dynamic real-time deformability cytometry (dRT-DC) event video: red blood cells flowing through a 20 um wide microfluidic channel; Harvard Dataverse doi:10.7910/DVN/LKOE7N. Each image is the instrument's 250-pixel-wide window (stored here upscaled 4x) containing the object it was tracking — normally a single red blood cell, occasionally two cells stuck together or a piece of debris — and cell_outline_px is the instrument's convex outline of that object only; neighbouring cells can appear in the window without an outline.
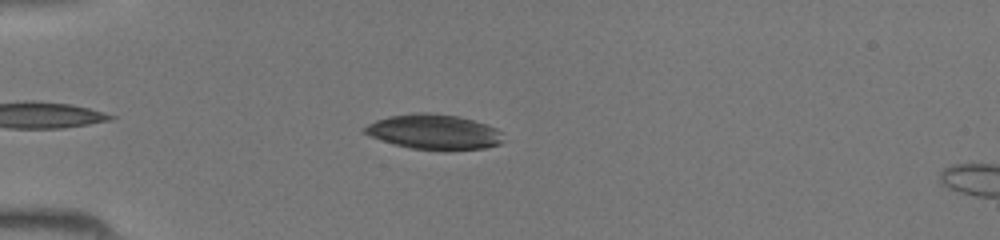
{"species": "common noctule bat (a hibernating species)", "species_latin": "Nyctalus noctula", "temperature_condition": "room temperature", "stored_images_in_passage": 5, "camera_frame_rate_fps": 3000, "um_per_image_px": 0.085, "animal": {"sex": "female", "body_mass_g": 19.5, "forearm_length_mm": 54.1}, "frame": {"image": 1, "passage_image": 3, "time_ms": 0.667, "image_size_px": [1000, 240], "cell_outline_px": [[504, 132], [500, 144], [484, 148], [444, 152], [412, 148], [392, 144], [368, 136], [360, 128], [376, 120], [388, 116], [416, 112], [428, 112], [456, 116], [472, 120], [496, 128]], "centroid_in_image_um": [36.86, 11.23], "position_along_channel_um": 48.1, "area_um2": 28.84}}